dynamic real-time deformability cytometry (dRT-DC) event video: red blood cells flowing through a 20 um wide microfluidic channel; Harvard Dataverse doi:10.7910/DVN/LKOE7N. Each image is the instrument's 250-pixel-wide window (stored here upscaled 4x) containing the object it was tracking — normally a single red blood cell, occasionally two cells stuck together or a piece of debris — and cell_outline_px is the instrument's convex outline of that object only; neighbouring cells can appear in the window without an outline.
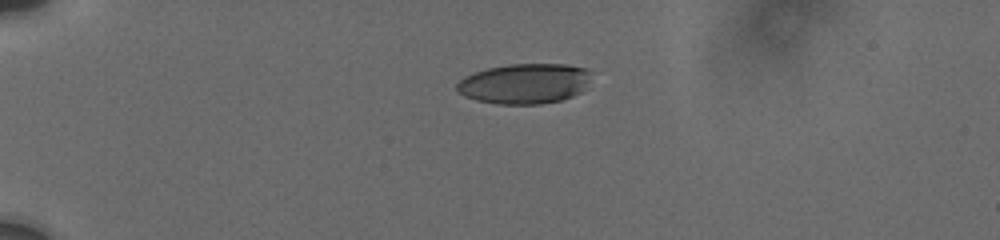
{"species": "human", "species_latin": "Homo sapiens", "temperature_condition": "cold", "stored_images_in_passage": 75, "camera_frame_rate_fps": 3000, "um_per_image_px": 0.085, "donor": {"sex": "male"}, "frame": {"image": 1, "passage_image": 1, "time_ms": 0.0, "image_size_px": [1000, 240], "cell_outline_px": [[588, 80], [580, 92], [572, 96], [560, 100], [540, 104], [496, 104], [476, 100], [464, 96], [456, 88], [456, 84], [460, 80], [476, 72], [488, 68], [512, 64], [564, 64], [584, 68], [588, 72]], "centroid_in_image_um": [44.55, 7.11], "position_along_channel_um": 40.4, "area_um2": 30.98}}
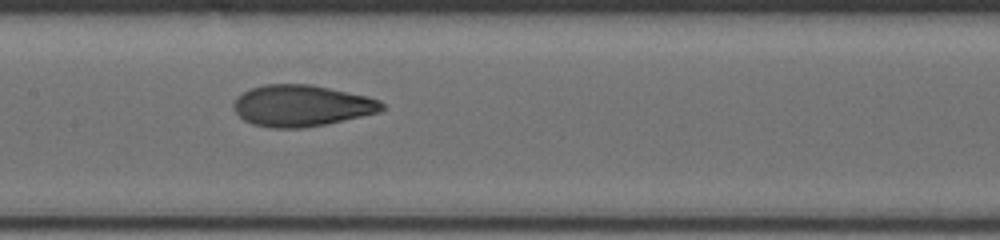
{"frame": {"image": 2, "passage_image": 33, "time_ms": 5.333, "image_size_px": [1000, 240], "cell_outline_px": [[384, 108], [380, 112], [328, 124], [304, 128], [272, 128], [252, 124], [244, 120], [236, 112], [232, 104], [244, 92], [252, 88], [264, 84], [312, 84], [368, 96], [380, 100], [384, 104]], "centroid_in_image_um": [25.68, 8.99], "position_along_channel_um": 181.7, "area_um2": 35.89}}
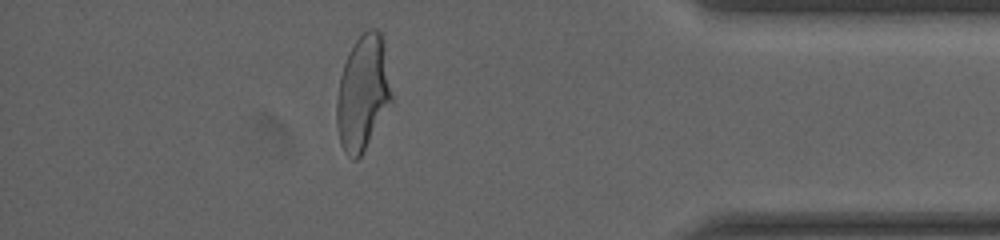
{"frame": {"image": 3, "passage_image": 65, "time_ms": 12.0, "image_size_px": [1000, 240], "cell_outline_px": [[392, 104], [360, 156], [356, 160], [352, 160], [344, 152], [340, 144], [336, 124], [336, 100], [340, 76], [348, 52], [356, 40], [368, 28], [376, 28], [380, 32], [392, 96]], "centroid_in_image_um": [30.81, 7.95], "position_along_channel_um": 404.4, "area_um2": 36.53}, "authors_computed_cell_mechanics": {"area_um2": 35.4892, "velocity_mm_per_s": 3.7482, "shape_relaxation_time_tau1_ms": 3.9006, "shape_relaxation_time_tau2_ms": 1.3092, "deformation_change_tau1": 0.1665, "deformation_change_tau2": 0.0759}}